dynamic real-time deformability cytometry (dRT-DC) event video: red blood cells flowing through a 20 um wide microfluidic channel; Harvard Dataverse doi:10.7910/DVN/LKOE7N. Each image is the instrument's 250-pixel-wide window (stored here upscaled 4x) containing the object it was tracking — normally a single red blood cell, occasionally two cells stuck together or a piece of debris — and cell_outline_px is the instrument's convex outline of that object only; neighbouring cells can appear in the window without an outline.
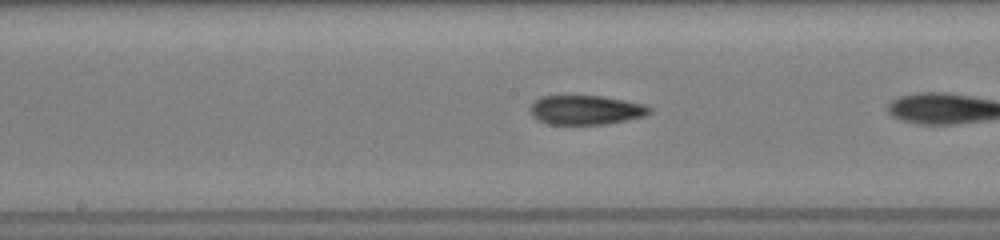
{"species": "common noctule bat (a hibernating species)", "species_latin": "Nyctalus noctula", "temperature_condition": "room temperature", "stored_images_in_passage": 17, "camera_frame_rate_fps": 3000, "um_per_image_px": 0.085, "animal": {"sex": "female", "body_mass_g": 19.5, "forearm_length_mm": 54.1}, "frame": {"image": 1, "passage_image": 10, "time_ms": 3.0, "image_size_px": [1000, 240], "cell_outline_px": [[652, 112], [644, 116], [628, 120], [608, 124], [548, 124], [532, 116], [528, 112], [528, 108], [540, 96], [600, 96], [624, 100], [644, 104], [652, 108]], "centroid_in_image_um": [49.8, 9.35], "position_along_channel_um": 198.4, "area_um2": 20.46}}